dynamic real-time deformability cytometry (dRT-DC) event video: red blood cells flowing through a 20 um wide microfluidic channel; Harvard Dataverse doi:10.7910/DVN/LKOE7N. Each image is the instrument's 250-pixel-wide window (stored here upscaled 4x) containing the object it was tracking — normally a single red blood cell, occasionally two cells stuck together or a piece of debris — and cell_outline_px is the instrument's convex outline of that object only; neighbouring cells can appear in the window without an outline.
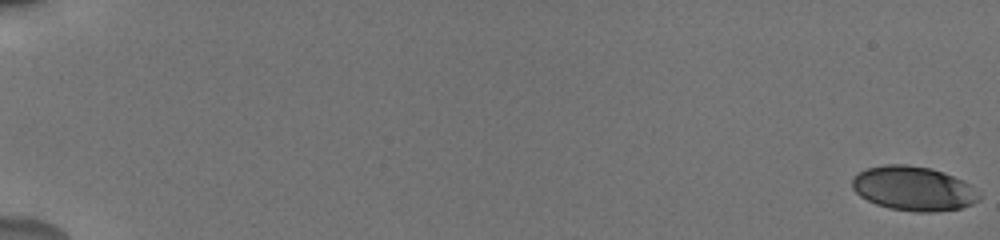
{"species": "human", "species_latin": "Homo sapiens", "temperature_condition": "cold", "stored_images_in_passage": 57, "camera_frame_rate_fps": 3000, "um_per_image_px": 0.085, "donor": {"sex": "male"}, "frame": {"image": 1, "passage_image": 1, "time_ms": 0.0, "image_size_px": [1000, 240], "cell_outline_px": [[980, 200], [972, 204], [960, 208], [936, 212], [916, 212], [892, 208], [876, 204], [860, 196], [852, 188], [852, 176], [868, 168], [884, 164], [908, 164], [932, 168], [944, 172], [968, 184], [980, 192]], "centroid_in_image_um": [77.65, 16.02], "position_along_channel_um": 7.4, "area_um2": 32.83}}
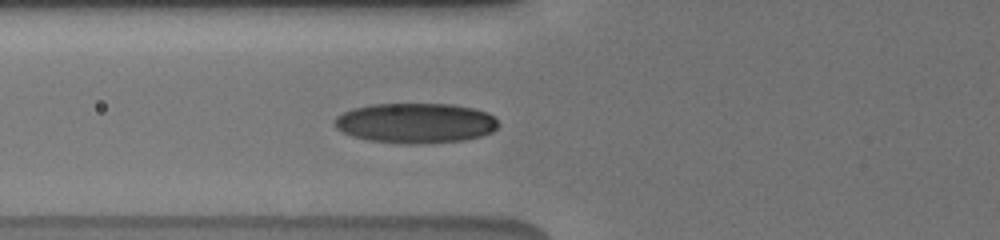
{"frame": {"image": 2, "passage_image": 24, "time_ms": 7.667, "image_size_px": [1000, 240], "cell_outline_px": [[500, 124], [492, 132], [480, 136], [464, 140], [416, 144], [408, 144], [368, 140], [352, 136], [336, 128], [332, 124], [332, 120], [336, 116], [352, 108], [372, 104], [452, 104], [472, 108], [488, 112]], "centroid_in_image_um": [35.29, 10.45], "position_along_channel_um": 90.5, "area_um2": 38.38}}
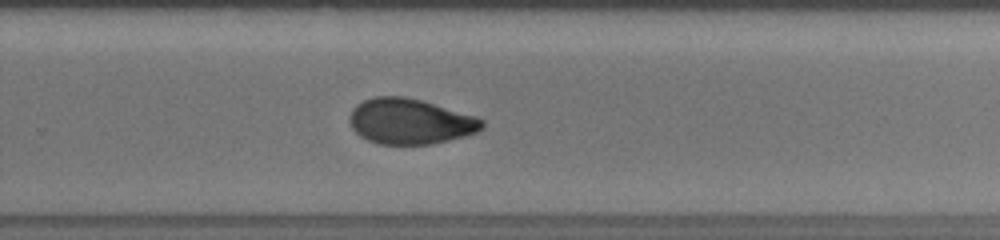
{"frame": {"image": 3, "passage_image": 40, "time_ms": 13.0, "image_size_px": [1000, 240], "cell_outline_px": [[484, 124], [476, 132], [464, 136], [432, 144], [376, 144], [360, 136], [352, 128], [348, 120], [348, 116], [352, 108], [356, 104], [364, 100], [376, 96], [404, 96], [420, 100], [476, 116], [484, 120]], "centroid_in_image_um": [34.81, 10.32], "position_along_channel_um": 295.0, "area_um2": 35.08}, "authors_computed_cell_mechanics": {"area_um2": 34.5066, "velocity_mm_per_s": 3.8342, "shape_relaxation_time_tau1_ms": 6.6385, "shape_relaxation_time_tau2_ms": 1.9745, "deformation_change_tau1": 0.1694, "deformation_change_tau2": 0.0662}}